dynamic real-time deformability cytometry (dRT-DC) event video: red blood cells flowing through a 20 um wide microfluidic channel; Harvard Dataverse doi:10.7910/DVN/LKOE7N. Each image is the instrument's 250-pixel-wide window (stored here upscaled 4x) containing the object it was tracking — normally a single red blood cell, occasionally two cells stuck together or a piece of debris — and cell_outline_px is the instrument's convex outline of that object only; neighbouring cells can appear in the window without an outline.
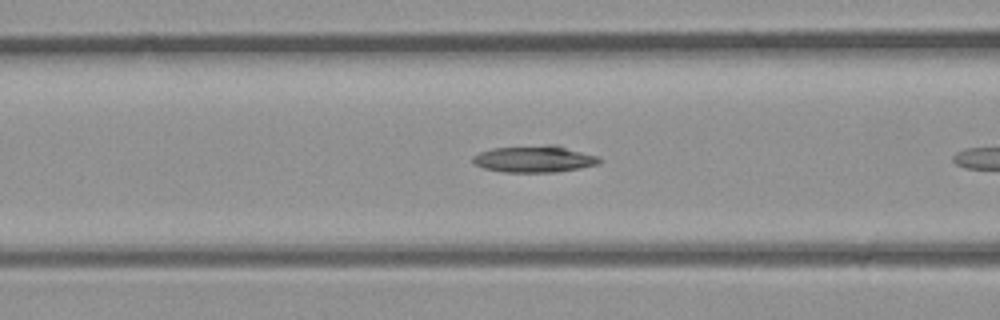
{"species": "common noctule bat (a hibernating species)", "species_latin": "Nyctalus noctula", "temperature_condition": "room temperature", "stored_images_in_passage": 5, "camera_frame_rate_fps": 3000, "um_per_image_px": 0.085, "animal": {"sex": "male", "body_mass_g": 23.1, "forearm_length_mm": 52.7}, "frame": {"image": 1, "passage_image": 5, "time_ms": 1.333, "image_size_px": [1000, 320], "cell_outline_px": [[600, 164], [580, 168], [556, 172], [504, 172], [484, 168], [476, 164], [472, 160], [472, 156], [480, 152], [492, 148], [548, 144], [556, 144], [600, 156]], "centroid_in_image_um": [45.47, 13.5], "position_along_channel_um": 121.1, "area_um2": 19.94}}